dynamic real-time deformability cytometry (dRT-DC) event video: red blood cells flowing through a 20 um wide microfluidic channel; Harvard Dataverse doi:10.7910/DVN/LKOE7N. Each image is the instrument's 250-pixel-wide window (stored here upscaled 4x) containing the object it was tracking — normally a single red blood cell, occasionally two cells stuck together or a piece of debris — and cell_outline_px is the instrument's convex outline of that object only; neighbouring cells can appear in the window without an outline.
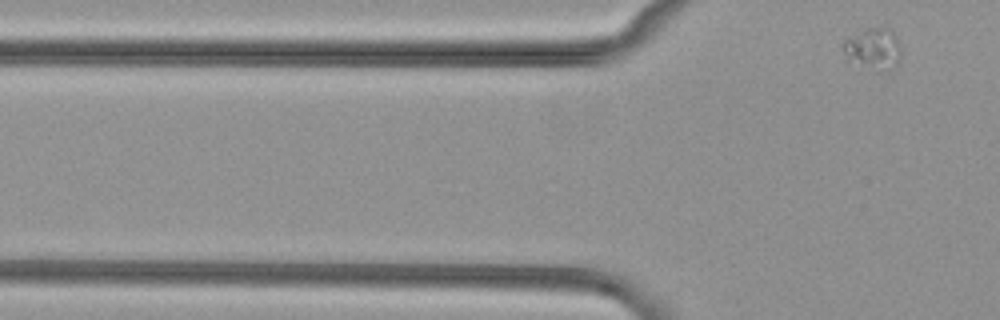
{"species": "common noctule bat (a hibernating species)", "species_latin": "Nyctalus noctula", "temperature_condition": "cold", "stored_images_in_passage": 5, "camera_frame_rate_fps": 3000, "um_per_image_px": 0.085, "animal": {"sex": "female", "body_mass_g": 29.2, "forearm_length_mm": 56.3}, "frame": {"image": 1, "passage_image": 5, "time_ms": 4.667, "image_size_px": [1000, 320], "cell_outline_px": [[900, 60], [888, 72], [876, 72], [844, 52], [840, 44], [844, 40], [868, 28], [888, 28], [896, 36], [900, 44]], "centroid_in_image_um": [74.3, 4.14], "position_along_channel_um": 51.5, "area_um2": 13.53}}